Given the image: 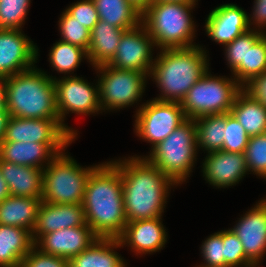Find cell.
Returning <instances> with one entry per match:
<instances>
[{"mask_svg":"<svg viewBox=\"0 0 266 267\" xmlns=\"http://www.w3.org/2000/svg\"><path fill=\"white\" fill-rule=\"evenodd\" d=\"M98 237L86 224L42 235L34 246L41 252L70 260L93 244Z\"/></svg>","mask_w":266,"mask_h":267,"instance_id":"ac0fdd59","label":"cell"},{"mask_svg":"<svg viewBox=\"0 0 266 267\" xmlns=\"http://www.w3.org/2000/svg\"><path fill=\"white\" fill-rule=\"evenodd\" d=\"M138 11L143 13L154 0H128Z\"/></svg>","mask_w":266,"mask_h":267,"instance_id":"ee69618b","label":"cell"},{"mask_svg":"<svg viewBox=\"0 0 266 267\" xmlns=\"http://www.w3.org/2000/svg\"><path fill=\"white\" fill-rule=\"evenodd\" d=\"M58 23L59 32L61 33L60 41L76 45L88 51L91 31L76 21L66 10L60 15Z\"/></svg>","mask_w":266,"mask_h":267,"instance_id":"1f68e13d","label":"cell"},{"mask_svg":"<svg viewBox=\"0 0 266 267\" xmlns=\"http://www.w3.org/2000/svg\"><path fill=\"white\" fill-rule=\"evenodd\" d=\"M125 31L102 20L96 23L91 30L87 51L89 63L93 69L96 66L108 64L112 60Z\"/></svg>","mask_w":266,"mask_h":267,"instance_id":"cb8c5ba5","label":"cell"},{"mask_svg":"<svg viewBox=\"0 0 266 267\" xmlns=\"http://www.w3.org/2000/svg\"><path fill=\"white\" fill-rule=\"evenodd\" d=\"M0 172L12 196L42 199L43 169L0 159Z\"/></svg>","mask_w":266,"mask_h":267,"instance_id":"7402d4cb","label":"cell"},{"mask_svg":"<svg viewBox=\"0 0 266 267\" xmlns=\"http://www.w3.org/2000/svg\"><path fill=\"white\" fill-rule=\"evenodd\" d=\"M154 1H168V2H182V3H192L197 4L198 0H154Z\"/></svg>","mask_w":266,"mask_h":267,"instance_id":"7dc6e473","label":"cell"},{"mask_svg":"<svg viewBox=\"0 0 266 267\" xmlns=\"http://www.w3.org/2000/svg\"><path fill=\"white\" fill-rule=\"evenodd\" d=\"M243 87L233 76L206 73L189 89L180 102L187 119L229 113Z\"/></svg>","mask_w":266,"mask_h":267,"instance_id":"ba28073f","label":"cell"},{"mask_svg":"<svg viewBox=\"0 0 266 267\" xmlns=\"http://www.w3.org/2000/svg\"><path fill=\"white\" fill-rule=\"evenodd\" d=\"M41 198L8 196L0 202V224L29 230L35 227Z\"/></svg>","mask_w":266,"mask_h":267,"instance_id":"484cf974","label":"cell"},{"mask_svg":"<svg viewBox=\"0 0 266 267\" xmlns=\"http://www.w3.org/2000/svg\"><path fill=\"white\" fill-rule=\"evenodd\" d=\"M203 161L201 166L203 177L207 183L216 188L235 186L249 174L244 153L219 150L207 153Z\"/></svg>","mask_w":266,"mask_h":267,"instance_id":"2e32d148","label":"cell"},{"mask_svg":"<svg viewBox=\"0 0 266 267\" xmlns=\"http://www.w3.org/2000/svg\"><path fill=\"white\" fill-rule=\"evenodd\" d=\"M224 142L221 150L234 153H245L249 136L244 127L229 112L226 113V126L224 128Z\"/></svg>","mask_w":266,"mask_h":267,"instance_id":"e575fe53","label":"cell"},{"mask_svg":"<svg viewBox=\"0 0 266 267\" xmlns=\"http://www.w3.org/2000/svg\"><path fill=\"white\" fill-rule=\"evenodd\" d=\"M266 71V33L259 32L247 43L246 64H240L232 76L244 87L254 77Z\"/></svg>","mask_w":266,"mask_h":267,"instance_id":"f1b7e54d","label":"cell"},{"mask_svg":"<svg viewBox=\"0 0 266 267\" xmlns=\"http://www.w3.org/2000/svg\"><path fill=\"white\" fill-rule=\"evenodd\" d=\"M56 108L62 125L77 138L78 131L66 125L67 114L92 115L102 113L98 81L95 86L80 76H63L54 79Z\"/></svg>","mask_w":266,"mask_h":267,"instance_id":"8fae6325","label":"cell"},{"mask_svg":"<svg viewBox=\"0 0 266 267\" xmlns=\"http://www.w3.org/2000/svg\"><path fill=\"white\" fill-rule=\"evenodd\" d=\"M33 247L29 230L0 224V267H20L21 261Z\"/></svg>","mask_w":266,"mask_h":267,"instance_id":"d4e9b609","label":"cell"},{"mask_svg":"<svg viewBox=\"0 0 266 267\" xmlns=\"http://www.w3.org/2000/svg\"><path fill=\"white\" fill-rule=\"evenodd\" d=\"M49 51L48 61L53 70L67 75V77L72 76L71 74L74 73L76 68H79L84 59L89 62L88 53L85 49L60 40L55 42Z\"/></svg>","mask_w":266,"mask_h":267,"instance_id":"4dcf8cb0","label":"cell"},{"mask_svg":"<svg viewBox=\"0 0 266 267\" xmlns=\"http://www.w3.org/2000/svg\"><path fill=\"white\" fill-rule=\"evenodd\" d=\"M9 113L6 108H0V143L3 141L6 124L9 118Z\"/></svg>","mask_w":266,"mask_h":267,"instance_id":"7bdbcfd3","label":"cell"},{"mask_svg":"<svg viewBox=\"0 0 266 267\" xmlns=\"http://www.w3.org/2000/svg\"><path fill=\"white\" fill-rule=\"evenodd\" d=\"M196 124L187 119L144 157L177 186L188 180L197 161Z\"/></svg>","mask_w":266,"mask_h":267,"instance_id":"8992f818","label":"cell"},{"mask_svg":"<svg viewBox=\"0 0 266 267\" xmlns=\"http://www.w3.org/2000/svg\"><path fill=\"white\" fill-rule=\"evenodd\" d=\"M76 21L89 31L100 20L93 0H80L65 9Z\"/></svg>","mask_w":266,"mask_h":267,"instance_id":"f35d334b","label":"cell"},{"mask_svg":"<svg viewBox=\"0 0 266 267\" xmlns=\"http://www.w3.org/2000/svg\"><path fill=\"white\" fill-rule=\"evenodd\" d=\"M22 31L0 29V76H13L36 66L39 49Z\"/></svg>","mask_w":266,"mask_h":267,"instance_id":"5bb4252c","label":"cell"},{"mask_svg":"<svg viewBox=\"0 0 266 267\" xmlns=\"http://www.w3.org/2000/svg\"><path fill=\"white\" fill-rule=\"evenodd\" d=\"M166 231L162 217L129 221L118 239L122 246L130 247L136 256H142L159 252L165 247L168 239Z\"/></svg>","mask_w":266,"mask_h":267,"instance_id":"d6986e66","label":"cell"},{"mask_svg":"<svg viewBox=\"0 0 266 267\" xmlns=\"http://www.w3.org/2000/svg\"><path fill=\"white\" fill-rule=\"evenodd\" d=\"M83 210L98 238L118 239L127 224L120 169L112 162L98 164L88 178Z\"/></svg>","mask_w":266,"mask_h":267,"instance_id":"7a4b0ae2","label":"cell"},{"mask_svg":"<svg viewBox=\"0 0 266 267\" xmlns=\"http://www.w3.org/2000/svg\"><path fill=\"white\" fill-rule=\"evenodd\" d=\"M194 121L196 124V144L198 151L202 149L210 153L221 150L224 142L226 113L206 115Z\"/></svg>","mask_w":266,"mask_h":267,"instance_id":"f546056e","label":"cell"},{"mask_svg":"<svg viewBox=\"0 0 266 267\" xmlns=\"http://www.w3.org/2000/svg\"><path fill=\"white\" fill-rule=\"evenodd\" d=\"M198 4L154 1L141 16L154 41L156 49L190 48L197 46L196 24L192 20V9Z\"/></svg>","mask_w":266,"mask_h":267,"instance_id":"5b68a950","label":"cell"},{"mask_svg":"<svg viewBox=\"0 0 266 267\" xmlns=\"http://www.w3.org/2000/svg\"><path fill=\"white\" fill-rule=\"evenodd\" d=\"M154 47L146 27L140 23L123 33L116 54L107 65L149 75L155 61L152 53Z\"/></svg>","mask_w":266,"mask_h":267,"instance_id":"7c38bea8","label":"cell"},{"mask_svg":"<svg viewBox=\"0 0 266 267\" xmlns=\"http://www.w3.org/2000/svg\"><path fill=\"white\" fill-rule=\"evenodd\" d=\"M98 165L82 167L65 151L44 169L42 201L52 204H82L89 176Z\"/></svg>","mask_w":266,"mask_h":267,"instance_id":"52a82bcc","label":"cell"},{"mask_svg":"<svg viewBox=\"0 0 266 267\" xmlns=\"http://www.w3.org/2000/svg\"><path fill=\"white\" fill-rule=\"evenodd\" d=\"M99 19L119 29L130 30L141 23L142 13L128 0H93Z\"/></svg>","mask_w":266,"mask_h":267,"instance_id":"83f0119b","label":"cell"},{"mask_svg":"<svg viewBox=\"0 0 266 267\" xmlns=\"http://www.w3.org/2000/svg\"><path fill=\"white\" fill-rule=\"evenodd\" d=\"M252 10V13L250 15L248 14V26L250 30H258L266 33V0H254Z\"/></svg>","mask_w":266,"mask_h":267,"instance_id":"60d3db41","label":"cell"},{"mask_svg":"<svg viewBox=\"0 0 266 267\" xmlns=\"http://www.w3.org/2000/svg\"><path fill=\"white\" fill-rule=\"evenodd\" d=\"M20 267H69V260L43 253L34 246L23 258Z\"/></svg>","mask_w":266,"mask_h":267,"instance_id":"ab89813d","label":"cell"},{"mask_svg":"<svg viewBox=\"0 0 266 267\" xmlns=\"http://www.w3.org/2000/svg\"><path fill=\"white\" fill-rule=\"evenodd\" d=\"M9 188L0 172V202L10 196Z\"/></svg>","mask_w":266,"mask_h":267,"instance_id":"bcb514c9","label":"cell"},{"mask_svg":"<svg viewBox=\"0 0 266 267\" xmlns=\"http://www.w3.org/2000/svg\"><path fill=\"white\" fill-rule=\"evenodd\" d=\"M70 144L2 141L0 143V159L18 165L44 169Z\"/></svg>","mask_w":266,"mask_h":267,"instance_id":"ffe728a7","label":"cell"},{"mask_svg":"<svg viewBox=\"0 0 266 267\" xmlns=\"http://www.w3.org/2000/svg\"><path fill=\"white\" fill-rule=\"evenodd\" d=\"M75 137L60 119H28L10 116L3 141L37 143H72Z\"/></svg>","mask_w":266,"mask_h":267,"instance_id":"4fadbf2b","label":"cell"},{"mask_svg":"<svg viewBox=\"0 0 266 267\" xmlns=\"http://www.w3.org/2000/svg\"><path fill=\"white\" fill-rule=\"evenodd\" d=\"M0 108H6V77L0 76Z\"/></svg>","mask_w":266,"mask_h":267,"instance_id":"f6af8a7d","label":"cell"},{"mask_svg":"<svg viewBox=\"0 0 266 267\" xmlns=\"http://www.w3.org/2000/svg\"><path fill=\"white\" fill-rule=\"evenodd\" d=\"M224 262L228 267H255L246 257L243 245L236 234L228 228L222 230Z\"/></svg>","mask_w":266,"mask_h":267,"instance_id":"d590c367","label":"cell"},{"mask_svg":"<svg viewBox=\"0 0 266 267\" xmlns=\"http://www.w3.org/2000/svg\"><path fill=\"white\" fill-rule=\"evenodd\" d=\"M200 250L204 263H200L197 267H228L224 262L222 230L207 237L203 241Z\"/></svg>","mask_w":266,"mask_h":267,"instance_id":"8d00e7d4","label":"cell"},{"mask_svg":"<svg viewBox=\"0 0 266 267\" xmlns=\"http://www.w3.org/2000/svg\"><path fill=\"white\" fill-rule=\"evenodd\" d=\"M206 48L161 49L154 58L148 78L161 92L156 100L181 102L189 89L209 69Z\"/></svg>","mask_w":266,"mask_h":267,"instance_id":"3957f363","label":"cell"},{"mask_svg":"<svg viewBox=\"0 0 266 267\" xmlns=\"http://www.w3.org/2000/svg\"><path fill=\"white\" fill-rule=\"evenodd\" d=\"M134 117L135 134L150 143L151 149L187 120L180 102L155 98L143 102L136 109Z\"/></svg>","mask_w":266,"mask_h":267,"instance_id":"30bf717a","label":"cell"},{"mask_svg":"<svg viewBox=\"0 0 266 267\" xmlns=\"http://www.w3.org/2000/svg\"><path fill=\"white\" fill-rule=\"evenodd\" d=\"M242 216L230 229L240 239L245 257L255 267H259L266 255V197L256 202Z\"/></svg>","mask_w":266,"mask_h":267,"instance_id":"9a60e30c","label":"cell"},{"mask_svg":"<svg viewBox=\"0 0 266 267\" xmlns=\"http://www.w3.org/2000/svg\"><path fill=\"white\" fill-rule=\"evenodd\" d=\"M205 33L223 47L250 30L248 14L237 4H221L214 8L205 20Z\"/></svg>","mask_w":266,"mask_h":267,"instance_id":"e0dca14e","label":"cell"},{"mask_svg":"<svg viewBox=\"0 0 266 267\" xmlns=\"http://www.w3.org/2000/svg\"><path fill=\"white\" fill-rule=\"evenodd\" d=\"M111 161L120 169L127 222L163 217L169 191L177 185L144 157Z\"/></svg>","mask_w":266,"mask_h":267,"instance_id":"6da1fadb","label":"cell"},{"mask_svg":"<svg viewBox=\"0 0 266 267\" xmlns=\"http://www.w3.org/2000/svg\"><path fill=\"white\" fill-rule=\"evenodd\" d=\"M124 248L115 238H98L87 249L69 260V267H127V262L115 250Z\"/></svg>","mask_w":266,"mask_h":267,"instance_id":"603a6c76","label":"cell"},{"mask_svg":"<svg viewBox=\"0 0 266 267\" xmlns=\"http://www.w3.org/2000/svg\"><path fill=\"white\" fill-rule=\"evenodd\" d=\"M98 73L99 99L102 112L117 111L141 101L148 74L119 69L107 64L94 67Z\"/></svg>","mask_w":266,"mask_h":267,"instance_id":"9c48e42d","label":"cell"},{"mask_svg":"<svg viewBox=\"0 0 266 267\" xmlns=\"http://www.w3.org/2000/svg\"><path fill=\"white\" fill-rule=\"evenodd\" d=\"M260 31L249 30L231 43L224 46V54L231 73L240 65L246 64L247 43H249Z\"/></svg>","mask_w":266,"mask_h":267,"instance_id":"74e56055","label":"cell"},{"mask_svg":"<svg viewBox=\"0 0 266 267\" xmlns=\"http://www.w3.org/2000/svg\"><path fill=\"white\" fill-rule=\"evenodd\" d=\"M243 89L266 107V71L254 77Z\"/></svg>","mask_w":266,"mask_h":267,"instance_id":"b9f144b4","label":"cell"},{"mask_svg":"<svg viewBox=\"0 0 266 267\" xmlns=\"http://www.w3.org/2000/svg\"><path fill=\"white\" fill-rule=\"evenodd\" d=\"M31 0H0V29L22 30Z\"/></svg>","mask_w":266,"mask_h":267,"instance_id":"d6a6232c","label":"cell"},{"mask_svg":"<svg viewBox=\"0 0 266 267\" xmlns=\"http://www.w3.org/2000/svg\"><path fill=\"white\" fill-rule=\"evenodd\" d=\"M82 204H52L41 202L35 227L32 231L34 243L44 234L61 229L86 225Z\"/></svg>","mask_w":266,"mask_h":267,"instance_id":"44dd1931","label":"cell"},{"mask_svg":"<svg viewBox=\"0 0 266 267\" xmlns=\"http://www.w3.org/2000/svg\"><path fill=\"white\" fill-rule=\"evenodd\" d=\"M230 113L244 127L249 137L266 133V107L242 89Z\"/></svg>","mask_w":266,"mask_h":267,"instance_id":"4316f807","label":"cell"},{"mask_svg":"<svg viewBox=\"0 0 266 267\" xmlns=\"http://www.w3.org/2000/svg\"><path fill=\"white\" fill-rule=\"evenodd\" d=\"M244 154L248 172L266 180V133L249 137Z\"/></svg>","mask_w":266,"mask_h":267,"instance_id":"836d02e7","label":"cell"},{"mask_svg":"<svg viewBox=\"0 0 266 267\" xmlns=\"http://www.w3.org/2000/svg\"><path fill=\"white\" fill-rule=\"evenodd\" d=\"M36 66L6 77V109L9 116L28 119H60L54 79Z\"/></svg>","mask_w":266,"mask_h":267,"instance_id":"277c9868","label":"cell"}]
</instances>
